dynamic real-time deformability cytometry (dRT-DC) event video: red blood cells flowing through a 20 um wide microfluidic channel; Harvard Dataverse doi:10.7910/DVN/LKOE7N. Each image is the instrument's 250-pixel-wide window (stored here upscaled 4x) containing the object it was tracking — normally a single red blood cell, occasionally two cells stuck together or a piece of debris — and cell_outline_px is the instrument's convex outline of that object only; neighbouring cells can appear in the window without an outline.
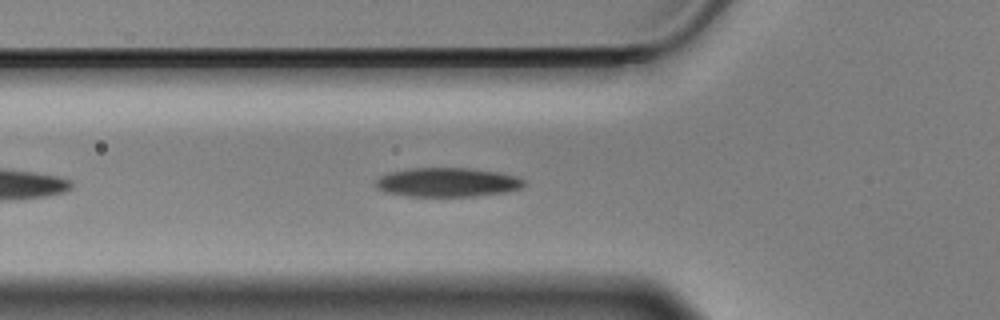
{"species": "Egyptian fruit bat (a non-hibernating species)", "species_latin": "Rousettus aegyptiacus", "temperature_condition": "cold", "stored_images_in_passage": 22, "camera_frame_rate_fps": 3000, "um_per_image_px": 0.085, "animal": {"sex": "male"}, "frame": {"image": 1, "passage_image": 7, "time_ms": 2.0, "image_size_px": [1000, 320], "cell_outline_px": [[524, 184], [520, 188], [504, 192], [472, 196], [408, 196], [384, 192], [376, 188], [372, 184], [380, 176], [388, 172], [408, 168], [468, 168], [500, 172], [516, 176], [524, 180]], "centroid_in_image_um": [37.95, 15.49], "position_along_channel_um": 87.8, "area_um2": 25.26}}